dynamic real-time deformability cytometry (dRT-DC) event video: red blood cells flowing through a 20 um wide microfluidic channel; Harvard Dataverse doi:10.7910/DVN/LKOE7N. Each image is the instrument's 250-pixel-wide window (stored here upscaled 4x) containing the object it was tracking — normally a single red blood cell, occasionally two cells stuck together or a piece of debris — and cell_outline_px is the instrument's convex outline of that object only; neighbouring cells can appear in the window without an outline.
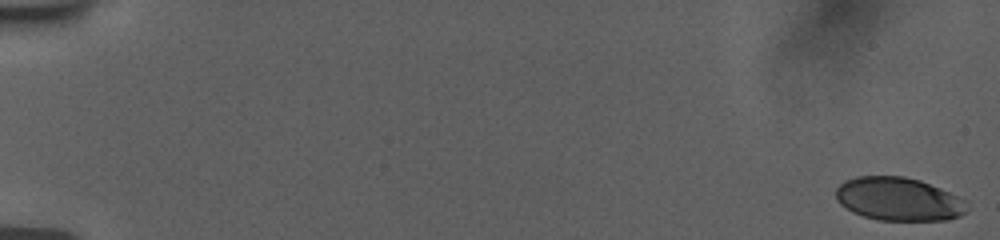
{"species": "human", "species_latin": "Homo sapiens", "temperature_condition": "room temperature", "stored_images_in_passage": 28, "camera_frame_rate_fps": 3000, "um_per_image_px": 0.085, "donor": {"sex": "female"}, "frame": {"image": 1, "passage_image": 1, "time_ms": 0.0, "image_size_px": [1000, 240], "cell_outline_px": [[968, 212], [960, 216], [948, 220], [876, 220], [852, 212], [840, 204], [836, 200], [836, 188], [844, 180], [856, 176], [904, 176], [920, 180], [940, 188], [968, 200]], "centroid_in_image_um": [76.41, 16.92], "position_along_channel_um": 8.6, "area_um2": 33.52}}
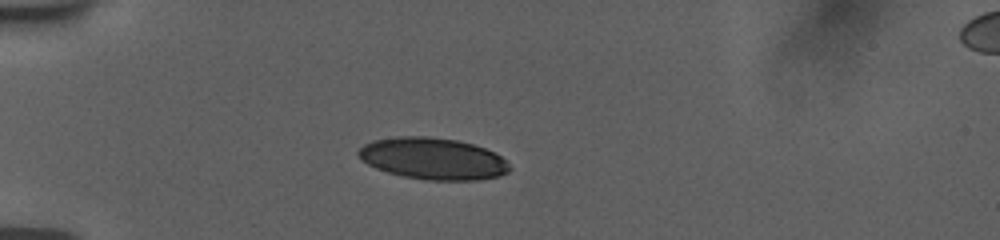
{"frame": {"image": 2, "passage_image": 23, "time_ms": 5.333, "image_size_px": [1000, 240], "cell_outline_px": [[512, 168], [508, 172], [500, 176], [476, 180], [428, 180], [404, 176], [388, 172], [376, 168], [368, 164], [356, 152], [364, 144], [376, 140], [396, 136], [428, 136], [456, 140], [472, 144], [484, 148], [500, 156]], "centroid_in_image_um": [36.81, 13.48], "position_along_channel_um": 48.2, "area_um2": 36.41}}
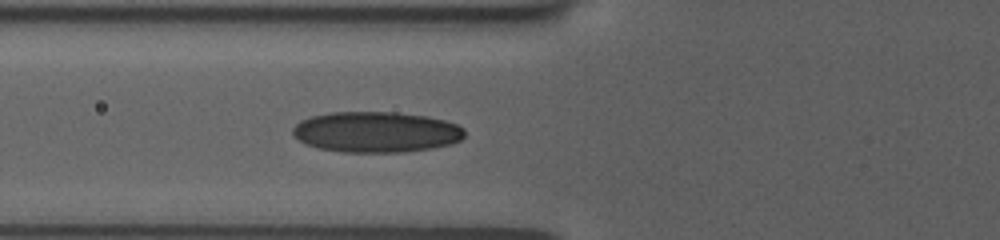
{"frame": {"image": 3, "passage_image": 28, "time_ms": 7.333, "image_size_px": [1000, 240], "cell_outline_px": [[464, 136], [460, 140], [452, 144], [432, 148], [404, 152], [344, 152], [316, 148], [304, 144], [292, 132], [292, 128], [300, 120], [312, 116], [332, 112], [396, 112], [428, 116], [444, 120], [456, 124], [464, 128]], "centroid_in_image_um": [31.97, 11.22], "position_along_channel_um": 93.8, "area_um2": 40.98}}